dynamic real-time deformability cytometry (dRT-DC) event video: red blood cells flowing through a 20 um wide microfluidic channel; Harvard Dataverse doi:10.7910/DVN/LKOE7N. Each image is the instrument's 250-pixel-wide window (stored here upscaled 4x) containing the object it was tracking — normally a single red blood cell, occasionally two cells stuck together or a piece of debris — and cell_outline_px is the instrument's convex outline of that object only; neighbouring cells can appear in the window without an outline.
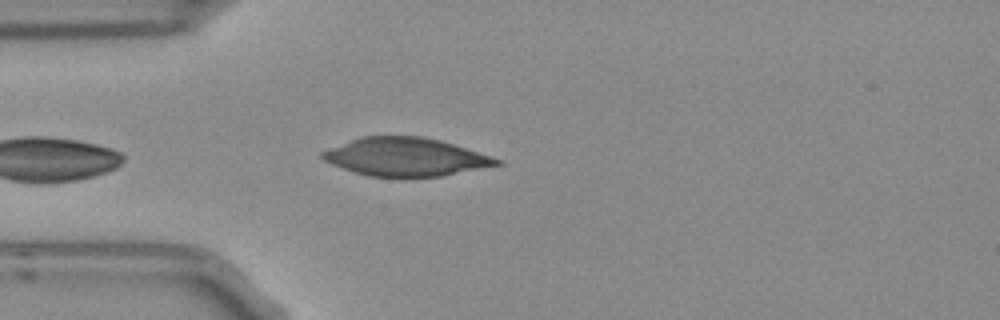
{"species": "Egyptian fruit bat (a non-hibernating species)", "species_latin": "Rousettus aegyptiacus", "temperature_condition": "room temperature", "stored_images_in_passage": 5, "camera_frame_rate_fps": 3000, "um_per_image_px": 0.085, "frame": {"image": 1, "passage_image": 5, "time_ms": 1.333, "image_size_px": [1000, 320], "cell_outline_px": [[504, 164], [440, 176], [368, 176], [332, 164], [324, 160], [320, 156], [320, 152], [360, 136], [420, 136], [440, 140], [500, 160]], "centroid_in_image_um": [34.43, 13.33], "position_along_channel_um": 50.6, "area_um2": 38.09}}